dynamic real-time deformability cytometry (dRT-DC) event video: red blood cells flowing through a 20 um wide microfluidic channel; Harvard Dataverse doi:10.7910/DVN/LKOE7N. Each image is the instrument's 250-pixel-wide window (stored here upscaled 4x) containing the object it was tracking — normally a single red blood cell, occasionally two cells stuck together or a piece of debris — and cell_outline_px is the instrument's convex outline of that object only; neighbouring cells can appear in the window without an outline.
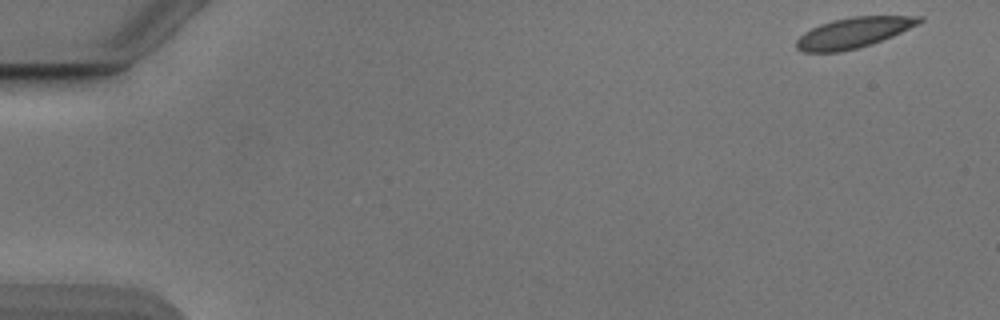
{"species": "Egyptian fruit bat (a non-hibernating species)", "species_latin": "Rousettus aegyptiacus", "temperature_condition": "cold", "stored_images_in_passage": 53, "segment_of_instrument_passage": [1, 2], "camera_frame_rate_fps": 3000, "um_per_image_px": 0.085, "animal": {"sex": "male"}, "frame": {"image": 1, "passage_image": 1, "time_ms": 0.0, "image_size_px": [1000, 320], "cell_outline_px": [[924, 20], [892, 36], [872, 44], [840, 52], [804, 52], [796, 48], [796, 40], [804, 32], [820, 24], [832, 20], [852, 16], [924, 16]], "centroid_in_image_um": [72.52, 2.77], "position_along_channel_um": 12.5, "area_um2": 21.62}}
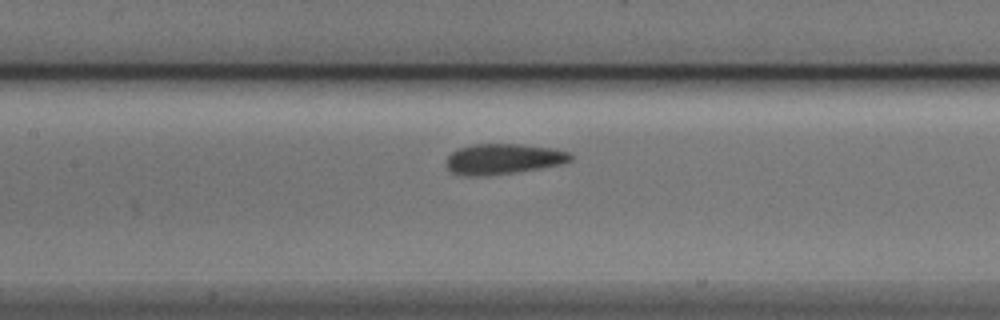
{"frame": {"image": 2, "passage_image": 24, "time_ms": 7.667, "image_size_px": [1000, 320], "cell_outline_px": [[572, 160], [560, 164], [540, 168], [484, 176], [464, 176], [452, 172], [448, 168], [448, 156], [452, 152], [460, 148], [472, 144], [520, 144], [552, 148], [568, 152], [572, 156]], "centroid_in_image_um": [42.77, 13.51], "position_along_channel_um": 164.6, "area_um2": 21.79}}
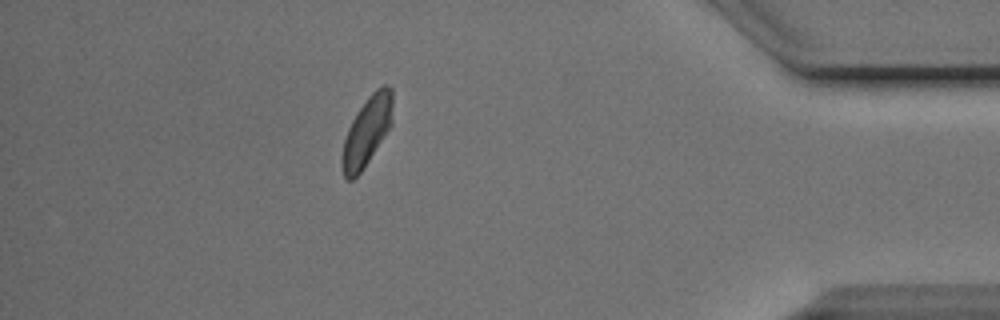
{"frame": {"image": 3, "passage_image": 46, "time_ms": 15.0, "image_size_px": [1000, 320], "cell_outline_px": [[392, 124], [360, 172], [352, 180], [348, 180], [344, 176], [340, 164], [340, 156], [344, 140], [348, 128], [356, 112], [368, 96], [380, 84], [388, 84], [392, 88]], "centroid_in_image_um": [31.17, 11.11], "position_along_channel_um": 404.0, "area_um2": 20.4}}